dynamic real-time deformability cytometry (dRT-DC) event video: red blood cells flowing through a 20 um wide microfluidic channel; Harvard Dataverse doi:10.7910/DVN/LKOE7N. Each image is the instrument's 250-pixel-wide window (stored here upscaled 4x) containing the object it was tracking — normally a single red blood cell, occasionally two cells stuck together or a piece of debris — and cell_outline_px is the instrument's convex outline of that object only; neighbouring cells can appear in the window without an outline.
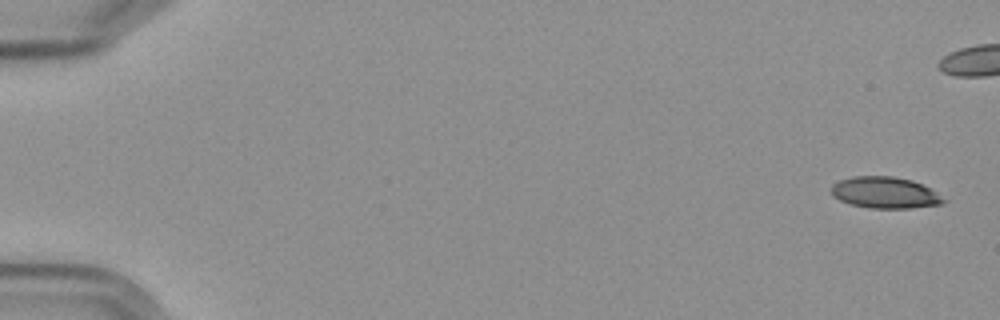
{"species": "Egyptian fruit bat (a non-hibernating species)", "species_latin": "Rousettus aegyptiacus", "temperature_condition": "cold", "stored_images_in_passage": 7, "camera_frame_rate_fps": 3000, "um_per_image_px": 0.085, "frame": {"image": 1, "passage_image": 1, "time_ms": 0.0, "image_size_px": [1000, 320], "cell_outline_px": [[948, 200], [940, 204], [912, 208], [868, 208], [852, 204], [840, 200], [832, 196], [832, 184], [840, 180], [852, 176], [892, 176], [912, 180], [932, 188]], "centroid_in_image_um": [75.26, 16.37], "position_along_channel_um": 9.7, "area_um2": 20.69}}